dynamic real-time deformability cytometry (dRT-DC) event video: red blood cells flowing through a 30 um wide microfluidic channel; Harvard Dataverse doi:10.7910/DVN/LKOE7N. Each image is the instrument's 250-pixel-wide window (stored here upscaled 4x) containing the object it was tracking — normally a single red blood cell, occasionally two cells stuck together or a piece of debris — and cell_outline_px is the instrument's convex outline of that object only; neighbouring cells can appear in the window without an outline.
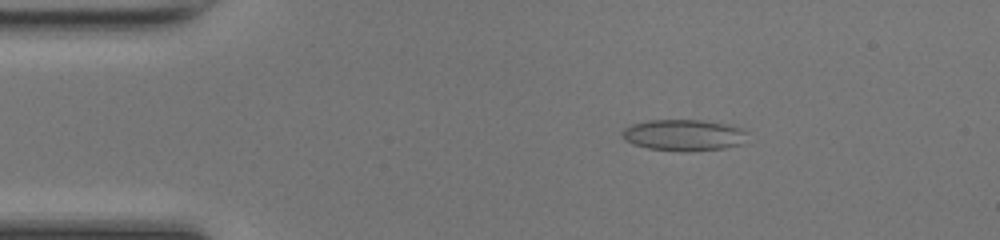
{"species": "common noctule bat (a hibernating species)", "species_latin": "Nyctalus noctula", "temperature_condition": "room temperature", "stored_images_in_passage": 8, "camera_frame_rate_fps": 3000, "um_per_image_px": 0.085, "animal": {"sex": "female", "body_mass_g": 17.0, "forearm_length_mm": 48.0}, "frame": {"image": 1, "passage_image": 6, "time_ms": 1.667, "image_size_px": [1000, 240], "cell_outline_px": [[748, 132], [744, 144], [724, 148], [684, 152], [648, 148], [632, 144], [624, 140], [620, 136], [620, 132], [624, 128], [632, 124], [648, 120], [700, 120], [728, 124], [744, 128]], "centroid_in_image_um": [58.13, 11.48], "position_along_channel_um": 26.9, "area_um2": 23.29}}